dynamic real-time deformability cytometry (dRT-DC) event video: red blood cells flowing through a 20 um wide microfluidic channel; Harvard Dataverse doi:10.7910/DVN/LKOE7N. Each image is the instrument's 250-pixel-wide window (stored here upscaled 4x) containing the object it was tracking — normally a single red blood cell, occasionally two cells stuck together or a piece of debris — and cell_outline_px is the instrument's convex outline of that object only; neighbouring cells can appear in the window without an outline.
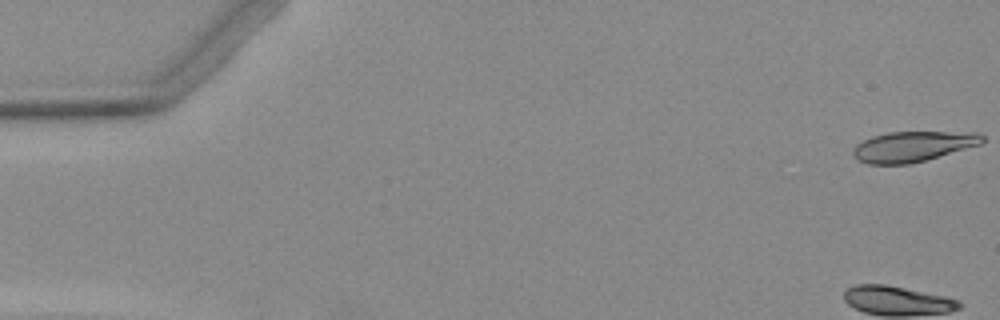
{"species": "Egyptian fruit bat (a non-hibernating species)", "species_latin": "Rousettus aegyptiacus", "temperature_condition": "warm", "stored_images_in_passage": 5, "camera_frame_rate_fps": 3000, "um_per_image_px": 0.085, "animal": {"sex": "female"}, "frame": {"image": 1, "passage_image": 1, "time_ms": 0.0, "image_size_px": [1000, 320], "cell_outline_px": [[984, 140], [980, 144], [924, 160], [908, 164], [868, 164], [856, 160], [852, 156], [852, 148], [856, 144], [872, 136], [888, 132], [976, 132], [984, 136]], "centroid_in_image_um": [77.52, 12.45], "position_along_channel_um": 7.5, "area_um2": 22.77}}